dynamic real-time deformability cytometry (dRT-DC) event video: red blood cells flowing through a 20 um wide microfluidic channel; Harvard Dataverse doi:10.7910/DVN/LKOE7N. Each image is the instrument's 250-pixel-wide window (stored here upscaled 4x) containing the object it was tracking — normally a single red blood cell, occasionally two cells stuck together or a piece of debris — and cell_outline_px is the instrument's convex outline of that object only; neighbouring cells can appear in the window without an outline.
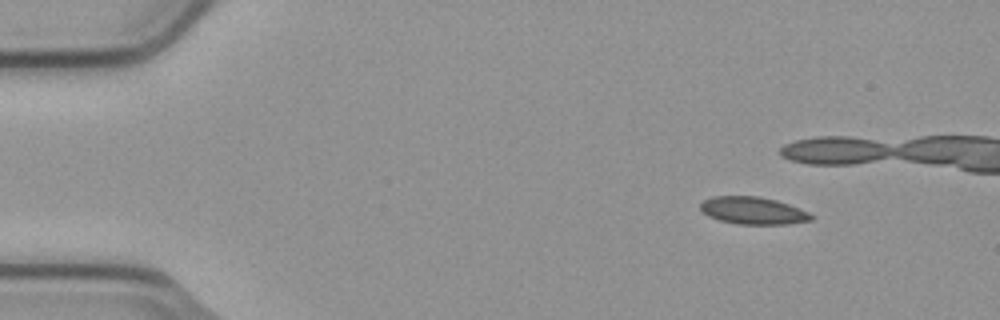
{"species": "common noctule bat (a hibernating species)", "species_latin": "Nyctalus noctula", "temperature_condition": "cold", "stored_images_in_passage": 6, "camera_frame_rate_fps": 3000, "um_per_image_px": 0.085, "animal": {"sex": "male", "body_mass_g": 23.1, "forearm_length_mm": 52.7}, "frame": {"image": 1, "passage_image": 1, "time_ms": 0.0, "image_size_px": [1000, 320], "cell_outline_px": [[816, 216], [812, 220], [788, 224], [736, 224], [720, 220], [708, 216], [700, 208], [700, 204], [704, 200], [712, 196], [756, 196], [776, 200], [788, 204], [808, 212]], "centroid_in_image_um": [64.02, 17.9], "position_along_channel_um": 21.0, "area_um2": 17.63}}